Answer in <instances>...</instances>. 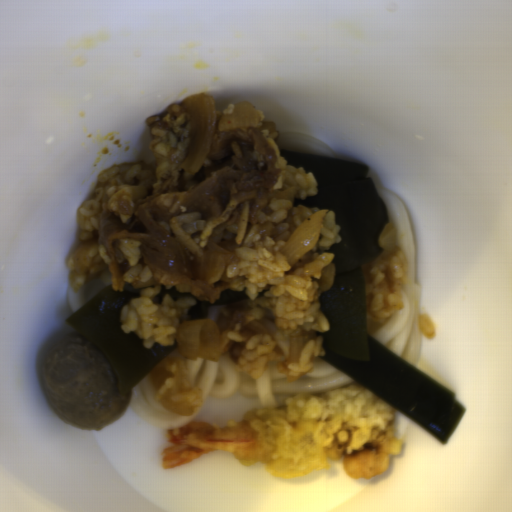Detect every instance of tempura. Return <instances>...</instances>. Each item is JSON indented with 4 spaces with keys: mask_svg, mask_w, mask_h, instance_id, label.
<instances>
[{
    "mask_svg": "<svg viewBox=\"0 0 512 512\" xmlns=\"http://www.w3.org/2000/svg\"><path fill=\"white\" fill-rule=\"evenodd\" d=\"M163 469L208 451H226L240 463H260L277 478L302 477L342 460L354 479H371L390 467L406 439L395 434L394 407L361 384L323 394H299L277 406L248 410L225 425L193 420L167 429Z\"/></svg>",
    "mask_w": 512,
    "mask_h": 512,
    "instance_id": "1",
    "label": "tempura"
}]
</instances>
